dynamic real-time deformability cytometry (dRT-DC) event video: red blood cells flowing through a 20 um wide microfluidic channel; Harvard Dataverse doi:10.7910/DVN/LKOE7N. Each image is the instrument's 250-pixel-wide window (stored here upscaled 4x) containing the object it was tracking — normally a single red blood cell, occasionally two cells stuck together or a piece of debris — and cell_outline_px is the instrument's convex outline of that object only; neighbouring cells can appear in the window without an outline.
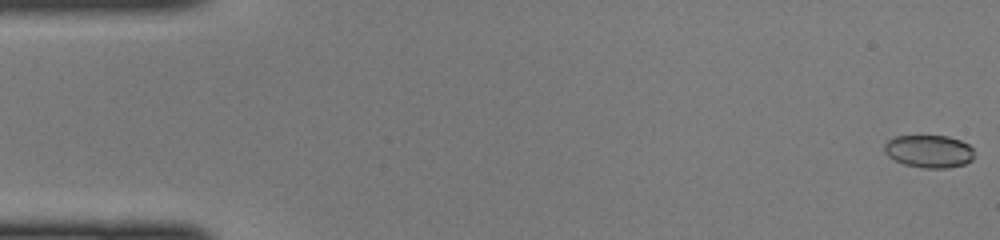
{"species": "common noctule bat (a hibernating species)", "species_latin": "Nyctalus noctula", "temperature_condition": "cold", "stored_images_in_passage": 47, "camera_frame_rate_fps": 3000, "um_per_image_px": 0.085, "animal": {"sex": "female", "body_mass_g": 22.0, "forearm_length_mm": 56.7}, "frame": {"image": 1, "passage_image": 1, "time_ms": 0.0, "image_size_px": [1000, 240], "cell_outline_px": [[972, 160], [964, 164], [948, 168], [924, 168], [904, 164], [888, 156], [884, 152], [884, 144], [888, 140], [896, 136], [948, 136], [960, 140], [968, 144], [972, 148]], "centroid_in_image_um": [78.95, 12.86], "position_along_channel_um": 6.1, "area_um2": 17.05}}
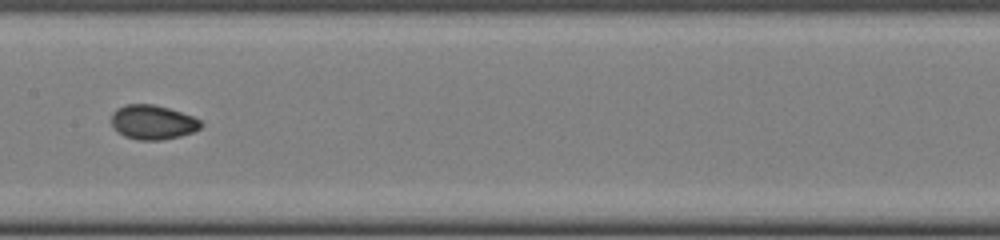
{"frame": {"image": 2, "passage_image": 24, "time_ms": 7.667, "image_size_px": [1000, 240], "cell_outline_px": [[200, 128], [192, 132], [180, 136], [160, 140], [136, 140], [124, 136], [112, 124], [112, 112], [116, 108], [128, 104], [152, 104], [168, 108], [192, 116], [200, 120]], "centroid_in_image_um": [12.96, 10.39], "position_along_channel_um": 194.4, "area_um2": 17.69}}
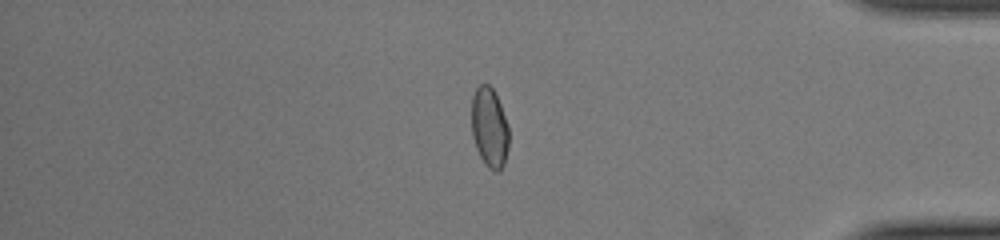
{"frame": {"image": 3, "passage_image": 40, "time_ms": 13.0, "image_size_px": [1000, 240], "cell_outline_px": [[508, 148], [504, 164], [496, 172], [488, 168], [484, 164], [476, 148], [472, 136], [472, 96], [476, 88], [480, 84], [488, 84], [492, 88], [500, 104], [508, 124]], "centroid_in_image_um": [41.6, 10.85], "position_along_channel_um": 393.6, "area_um2": 17.34}}